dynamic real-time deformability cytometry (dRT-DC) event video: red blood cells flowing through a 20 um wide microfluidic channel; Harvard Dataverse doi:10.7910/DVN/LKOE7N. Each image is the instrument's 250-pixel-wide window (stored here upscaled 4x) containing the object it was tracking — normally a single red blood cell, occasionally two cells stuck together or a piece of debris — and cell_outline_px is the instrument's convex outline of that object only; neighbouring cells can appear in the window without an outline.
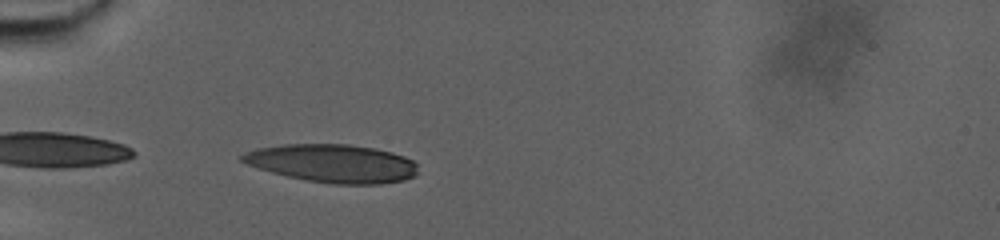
{"species": "human", "species_latin": "Homo sapiens", "temperature_condition": "warm", "stored_images_in_passage": 47, "camera_frame_rate_fps": 3000, "um_per_image_px": 0.085, "donor": {"sex": "male"}, "frame": {"image": 1, "passage_image": 2, "time_ms": 0.333, "image_size_px": [1000, 240], "cell_outline_px": [[416, 176], [404, 180], [380, 184], [332, 184], [308, 180], [288, 176], [272, 172], [248, 164], [240, 160], [240, 156], [244, 152], [260, 148], [284, 144], [348, 144], [372, 148], [392, 152], [404, 156], [412, 160], [416, 164]], "centroid_in_image_um": [28.29, 13.89], "position_along_channel_um": 56.7, "area_um2": 38.84}}
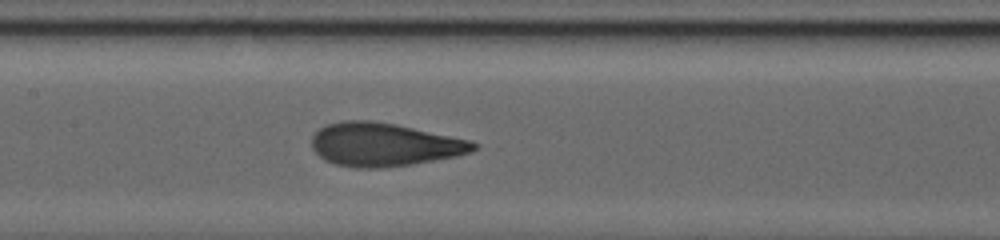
{"frame": {"image": 2, "passage_image": 18, "time_ms": 5.667, "image_size_px": [1000, 240], "cell_outline_px": [[480, 144], [472, 152], [456, 156], [412, 164], [384, 168], [356, 168], [336, 164], [324, 160], [312, 148], [312, 136], [324, 124], [344, 120], [372, 120], [396, 124], [472, 140]], "centroid_in_image_um": [32.66, 12.28], "position_along_channel_um": 174.7, "area_um2": 41.15}}
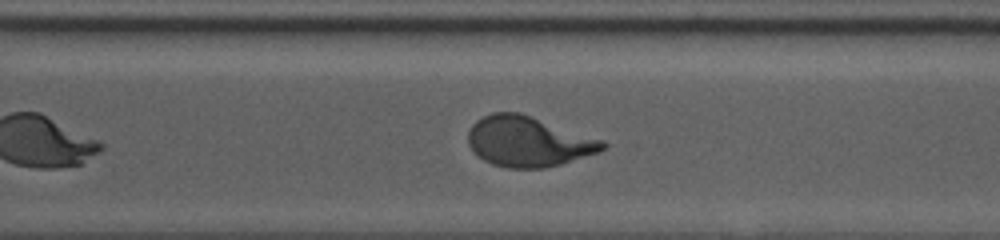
{"frame": {"image": 3, "passage_image": 36, "time_ms": 11.667, "image_size_px": [1000, 240], "cell_outline_px": [[608, 144], [600, 152], [560, 164], [544, 168], [508, 168], [492, 164], [484, 160], [468, 144], [468, 132], [472, 124], [476, 120], [492, 112], [520, 112], [604, 140]], "centroid_in_image_um": [44.92, 12.02], "position_along_channel_um": 325.7, "area_um2": 39.36}, "authors_computed_cell_mechanics": {"area_um2": 40.1132, "velocity_mm_per_s": 2.5239, "shape_relaxation_time_tau1_ms": 7.6904, "shape_relaxation_time_tau2_ms": 1.1533, "deformation_change_tau1": 0.268, "deformation_change_tau2": 0.0784}}